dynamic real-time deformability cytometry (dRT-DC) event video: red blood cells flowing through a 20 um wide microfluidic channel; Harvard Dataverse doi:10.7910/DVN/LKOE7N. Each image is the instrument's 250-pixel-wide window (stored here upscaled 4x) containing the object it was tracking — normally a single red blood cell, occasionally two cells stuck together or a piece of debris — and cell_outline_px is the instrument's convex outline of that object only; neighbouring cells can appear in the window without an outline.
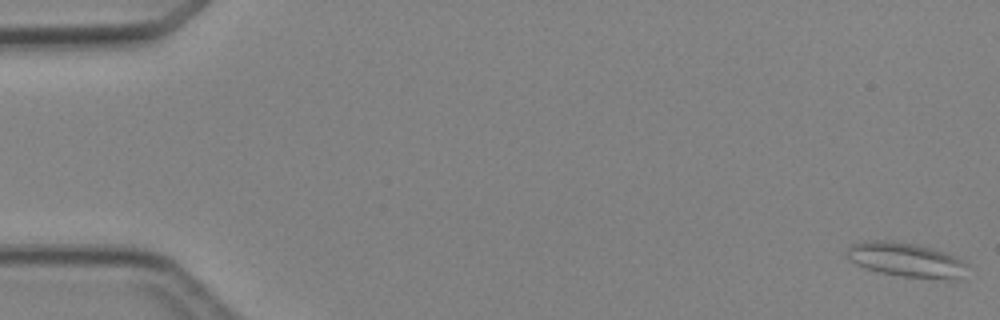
{"species": "Egyptian fruit bat (a non-hibernating species)", "species_latin": "Rousettus aegyptiacus", "temperature_condition": "cold", "stored_images_in_passage": 6, "camera_frame_rate_fps": 3000, "um_per_image_px": 0.085, "animal": {"sex": "female"}, "frame": {"image": 1, "passage_image": 1, "time_ms": 0.0, "image_size_px": [1000, 320], "cell_outline_px": [[968, 264], [960, 280], [944, 280], [904, 276], [880, 272], [856, 264], [848, 256], [848, 248], [852, 244], [864, 240], [892, 240], [916, 244], [932, 248], [956, 256], [964, 260]], "centroid_in_image_um": [77.09, 22.08], "position_along_channel_um": 7.9, "area_um2": 24.22}}